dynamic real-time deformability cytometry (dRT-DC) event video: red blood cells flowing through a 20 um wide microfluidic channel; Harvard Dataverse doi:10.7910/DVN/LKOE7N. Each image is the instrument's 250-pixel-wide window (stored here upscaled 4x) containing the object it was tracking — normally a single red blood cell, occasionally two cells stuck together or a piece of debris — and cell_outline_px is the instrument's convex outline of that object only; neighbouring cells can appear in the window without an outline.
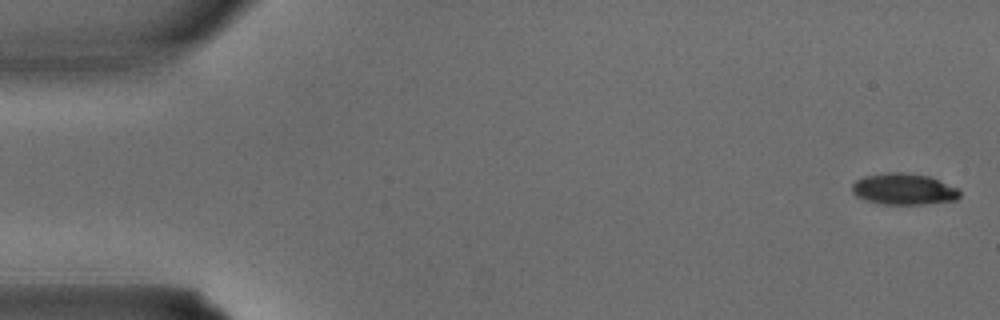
{"species": "common noctule bat (a hibernating species)", "species_latin": "Nyctalus noctula", "temperature_condition": "warm", "stored_images_in_passage": 4, "camera_frame_rate_fps": 3000, "um_per_image_px": 0.085, "animal": {"sex": "male", "body_mass_g": 15.6}, "frame": {"image": 1, "passage_image": 1, "time_ms": 0.0, "image_size_px": [1000, 320], "cell_outline_px": [[960, 196], [956, 200], [924, 204], [884, 204], [864, 200], [856, 196], [852, 192], [852, 184], [856, 180], [864, 176], [888, 172], [904, 172], [928, 176], [960, 188]], "centroid_in_image_um": [76.83, 16.07], "position_along_channel_um": 8.2, "area_um2": 19.77}}
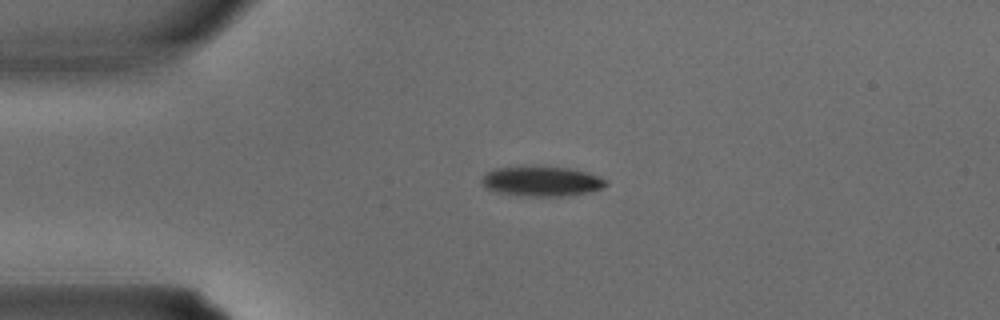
{"frame": {"image": 2, "passage_image": 3, "time_ms": 0.667, "image_size_px": [1000, 320], "cell_outline_px": [[608, 184], [604, 188], [592, 192], [560, 196], [520, 196], [496, 192], [484, 188], [480, 180], [488, 172], [496, 168], [524, 164], [536, 164], [572, 168], [588, 172], [600, 176], [608, 180]], "centroid_in_image_um": [46.05, 15.37], "position_along_channel_um": 38.9, "area_um2": 22.77}}
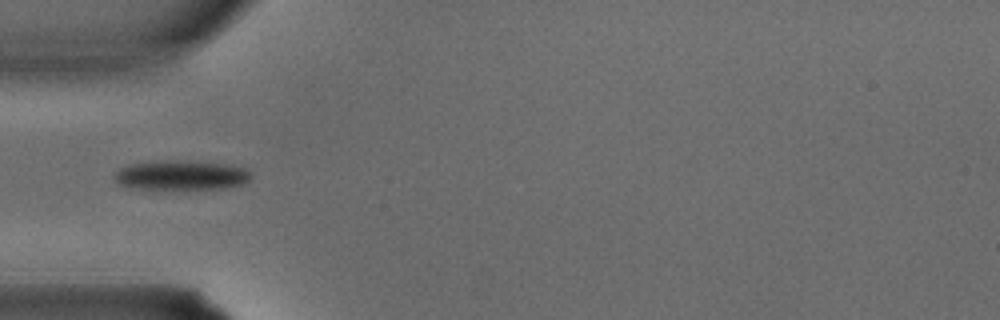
{"frame": {"image": 3, "passage_image": 4, "time_ms": 1.0, "image_size_px": [1000, 320], "cell_outline_px": [[252, 176], [248, 180], [240, 184], [224, 188], [140, 188], [120, 184], [112, 176], [120, 168], [128, 164], [156, 160], [188, 160], [232, 164], [248, 168], [252, 172]], "centroid_in_image_um": [15.45, 14.84], "position_along_channel_um": 69.5, "area_um2": 23.64}}